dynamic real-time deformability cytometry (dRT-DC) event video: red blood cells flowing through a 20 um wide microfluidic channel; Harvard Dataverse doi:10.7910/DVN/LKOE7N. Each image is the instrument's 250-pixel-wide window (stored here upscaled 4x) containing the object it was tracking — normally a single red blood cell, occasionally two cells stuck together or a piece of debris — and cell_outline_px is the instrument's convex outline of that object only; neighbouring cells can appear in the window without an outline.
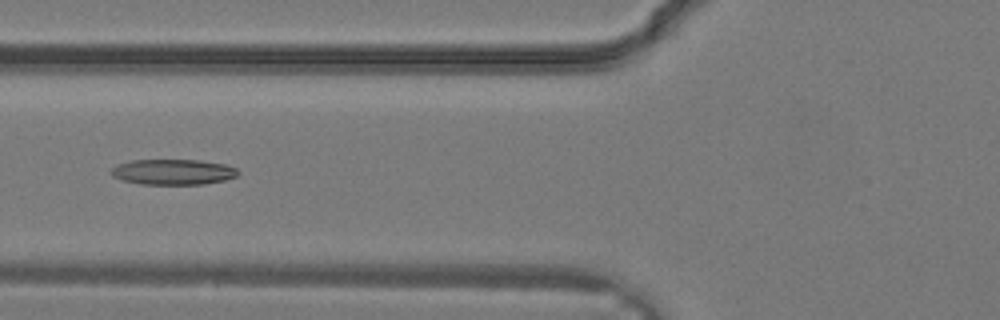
{"species": "common noctule bat (a hibernating species)", "species_latin": "Nyctalus noctula", "temperature_condition": "warm", "stored_images_in_passage": 22, "camera_frame_rate_fps": 3000, "um_per_image_px": 0.085, "animal": {"sex": "male", "body_mass_g": 19.2, "forearm_length_mm": 51.8}, "frame": {"image": 1, "passage_image": 3, "time_ms": 0.667, "image_size_px": [1000, 320], "cell_outline_px": [[240, 172], [236, 176], [224, 180], [204, 184], [140, 184], [124, 180], [112, 176], [112, 168], [116, 164], [132, 160], [200, 160], [224, 164], [236, 168]], "centroid_in_image_um": [14.72, 14.61], "position_along_channel_um": 111.1, "area_um2": 18.79}}
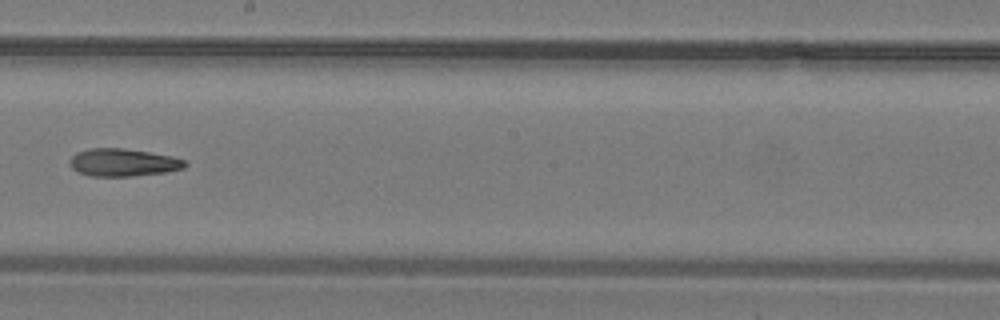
{"frame": {"image": 2, "passage_image": 9, "time_ms": 2.667, "image_size_px": [1000, 320], "cell_outline_px": [[188, 164], [184, 168], [164, 172], [132, 176], [88, 176], [76, 172], [68, 164], [68, 160], [76, 152], [88, 148], [124, 148], [172, 156], [184, 160]], "centroid_in_image_um": [10.4, 13.81], "position_along_channel_um": 237.8, "area_um2": 18.73}}
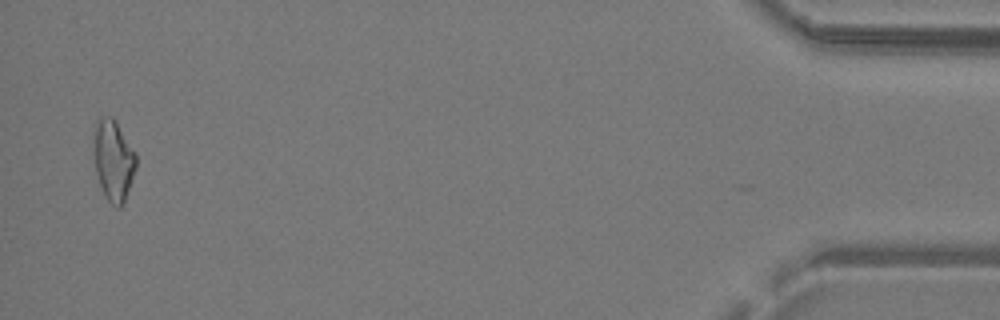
{"frame": {"image": 3, "passage_image": 22, "time_ms": 7.0, "image_size_px": [1000, 320], "cell_outline_px": [[136, 168], [124, 200], [120, 208], [116, 208], [104, 196], [96, 172], [96, 120], [100, 116], [112, 116], [136, 152]], "centroid_in_image_um": [9.68, 13.63], "position_along_channel_um": 425.5, "area_um2": 19.31}}